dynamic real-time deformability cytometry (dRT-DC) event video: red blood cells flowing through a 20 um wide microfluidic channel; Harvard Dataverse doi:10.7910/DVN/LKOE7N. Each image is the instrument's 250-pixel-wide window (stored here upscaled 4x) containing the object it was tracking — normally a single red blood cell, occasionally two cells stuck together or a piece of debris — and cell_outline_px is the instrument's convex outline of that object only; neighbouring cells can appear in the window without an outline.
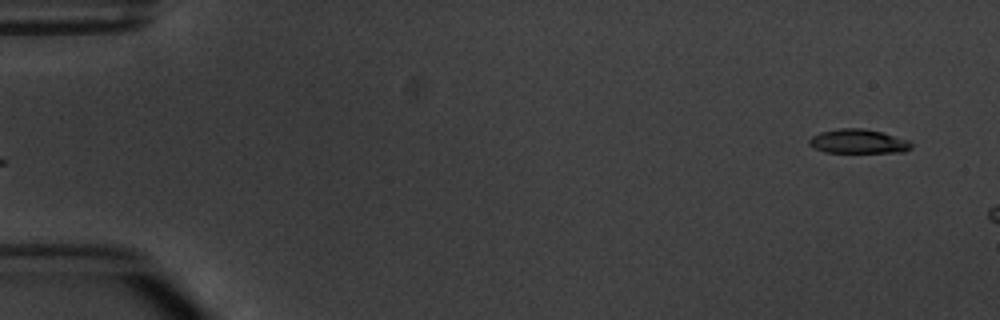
{"species": "common noctule bat (a hibernating species)", "species_latin": "Nyctalus noctula", "temperature_condition": "warm", "stored_images_in_passage": 4, "camera_frame_rate_fps": 3000, "um_per_image_px": 0.085, "animal": {"sex": "male", "body_mass_g": 20.1, "forearm_length_mm": 53.5}, "frame": {"image": 1, "passage_image": 4, "time_ms": 3.667, "image_size_px": [1000, 320], "cell_outline_px": [[912, 148], [904, 152], [824, 152], [808, 144], [808, 140], [812, 136], [820, 132], [840, 128], [864, 128], [884, 132], [912, 140]], "centroid_in_image_um": [73.01, 12.01], "position_along_channel_um": 12.0, "area_um2": 14.62}}